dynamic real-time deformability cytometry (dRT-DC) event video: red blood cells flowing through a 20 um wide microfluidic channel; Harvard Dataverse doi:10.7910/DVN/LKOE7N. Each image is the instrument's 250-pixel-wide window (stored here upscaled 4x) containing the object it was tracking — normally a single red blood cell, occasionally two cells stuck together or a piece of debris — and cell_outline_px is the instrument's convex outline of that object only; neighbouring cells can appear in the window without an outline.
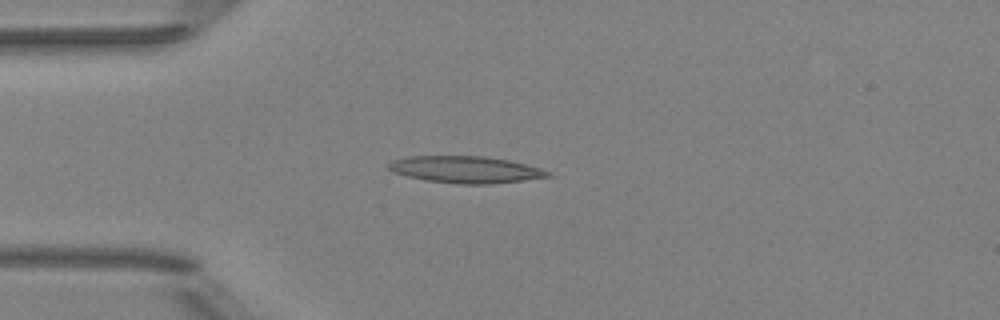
{"species": "Egyptian fruit bat (a non-hibernating species)", "species_latin": "Rousettus aegyptiacus", "temperature_condition": "room temperature", "stored_images_in_passage": 5, "camera_frame_rate_fps": 3000, "um_per_image_px": 0.085, "animal": {"sex": "female"}, "frame": {"image": 1, "passage_image": 4, "time_ms": 3.667, "image_size_px": [1000, 320], "cell_outline_px": [[552, 176], [492, 184], [456, 184], [428, 180], [408, 176], [392, 172], [388, 168], [388, 164], [392, 160], [408, 156], [484, 156], [508, 160], [540, 168], [552, 172]], "centroid_in_image_um": [39.57, 14.41], "position_along_channel_um": 45.4, "area_um2": 24.8}}